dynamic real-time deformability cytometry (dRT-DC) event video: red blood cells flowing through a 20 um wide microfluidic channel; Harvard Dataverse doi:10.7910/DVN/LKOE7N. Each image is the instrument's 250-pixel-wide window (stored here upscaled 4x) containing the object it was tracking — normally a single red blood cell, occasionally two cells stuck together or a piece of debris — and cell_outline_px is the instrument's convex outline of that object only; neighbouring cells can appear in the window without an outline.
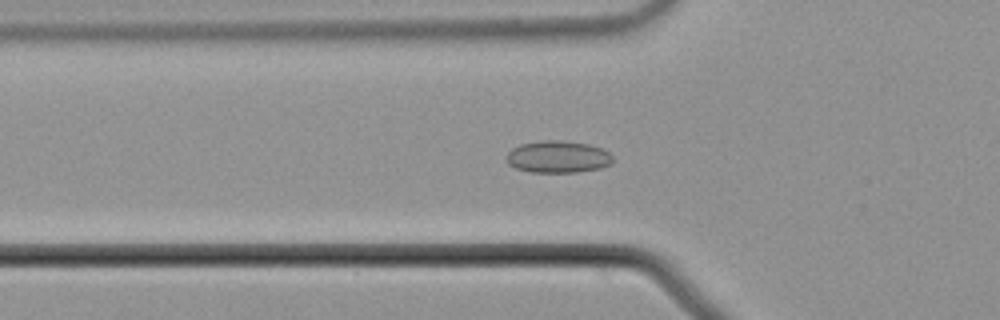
{"species": "common noctule bat (a hibernating species)", "species_latin": "Nyctalus noctula", "temperature_condition": "cold", "stored_images_in_passage": 58, "camera_frame_rate_fps": 3000, "um_per_image_px": 0.085, "animal": {"sex": "male", "body_mass_g": 21.5, "forearm_length_mm": 52.0}, "frame": {"image": 1, "passage_image": 21, "time_ms": 6.667, "image_size_px": [1000, 320], "cell_outline_px": [[612, 164], [600, 168], [576, 172], [532, 172], [516, 168], [508, 164], [508, 152], [512, 148], [520, 144], [540, 140], [560, 140], [588, 144], [600, 148], [608, 152], [612, 156]], "centroid_in_image_um": [47.42, 13.32], "position_along_channel_um": 78.4, "area_um2": 19.77}}
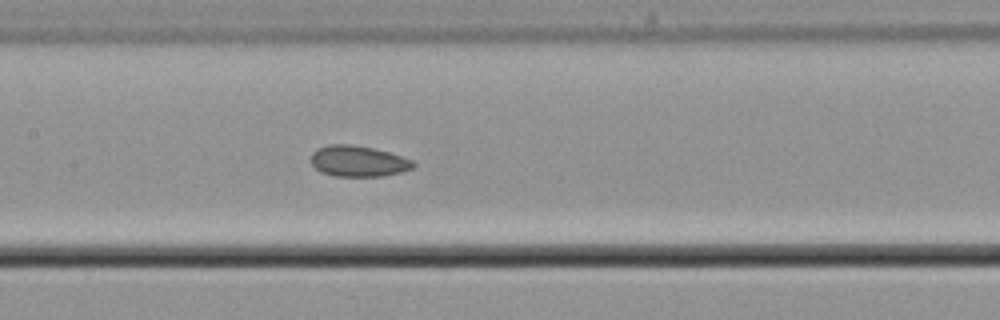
{"frame": {"image": 2, "passage_image": 29, "time_ms": 9.333, "image_size_px": [1000, 320], "cell_outline_px": [[416, 164], [412, 168], [400, 172], [384, 176], [336, 176], [320, 172], [312, 164], [312, 152], [316, 148], [328, 144], [352, 144], [372, 148], [388, 152], [412, 160]], "centroid_in_image_um": [30.42, 13.69], "position_along_channel_um": 177.0, "area_um2": 18.38}}
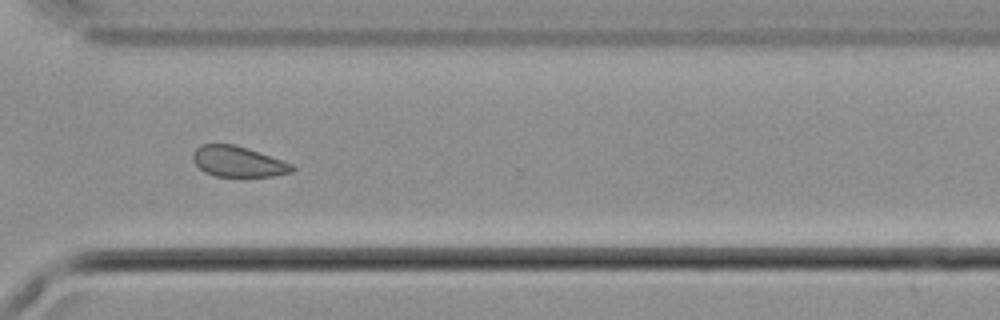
{"frame": {"image": 3, "passage_image": 43, "time_ms": 14.0, "image_size_px": [1000, 320], "cell_outline_px": [[296, 168], [292, 172], [272, 176], [240, 180], [216, 176], [204, 172], [192, 160], [192, 152], [200, 144], [232, 144], [248, 148], [292, 164]], "centroid_in_image_um": [20.22, 13.79], "position_along_channel_um": 350.4, "area_um2": 18.44}, "authors_computed_cell_mechanics": {"area_um2": 19.0162, "velocity_mm_per_s": 3.705, "shape_relaxation_time_tau1_ms": null, "shape_relaxation_time_tau2_ms": 4.0773, "deformation_change_tau1": null, "deformation_change_tau2": 0.0829}}